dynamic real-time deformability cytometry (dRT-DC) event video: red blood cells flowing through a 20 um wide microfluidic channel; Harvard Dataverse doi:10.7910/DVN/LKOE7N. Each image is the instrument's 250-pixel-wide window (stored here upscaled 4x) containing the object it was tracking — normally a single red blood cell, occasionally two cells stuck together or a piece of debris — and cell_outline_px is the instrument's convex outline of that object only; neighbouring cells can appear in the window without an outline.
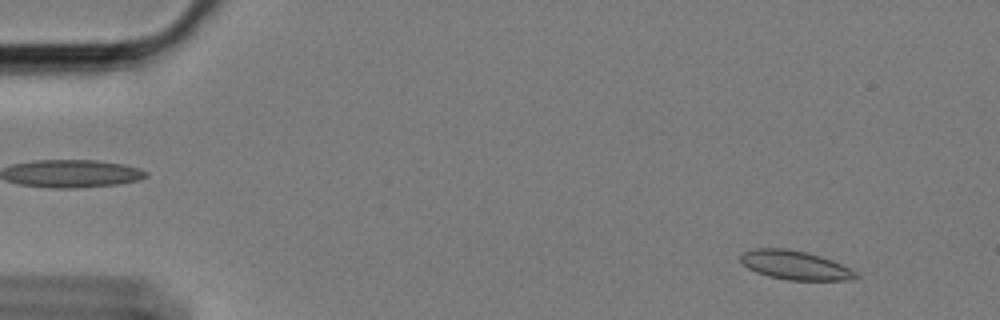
{"species": "Egyptian fruit bat (a non-hibernating species)", "species_latin": "Rousettus aegyptiacus", "temperature_condition": "cold", "stored_images_in_passage": 59, "camera_frame_rate_fps": 3000, "um_per_image_px": 0.085, "animal": {"sex": "female"}, "frame": {"image": 1, "passage_image": 5, "time_ms": 1.333, "image_size_px": [1000, 320], "cell_outline_px": [[860, 276], [852, 280], [788, 280], [768, 276], [756, 272], [748, 268], [740, 260], [740, 252], [756, 248], [784, 248], [808, 252], [832, 260], [856, 272]], "centroid_in_image_um": [67.55, 22.53], "position_along_channel_um": 17.4, "area_um2": 19.48}}
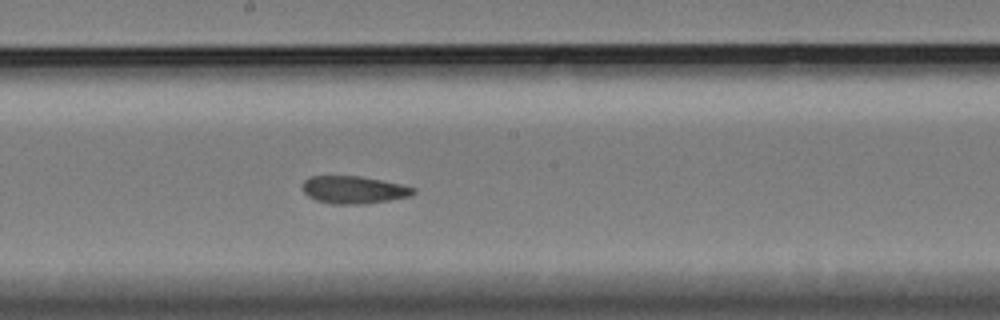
{"frame": {"image": 2, "passage_image": 32, "time_ms": 10.333, "image_size_px": [1000, 320], "cell_outline_px": [[416, 192], [412, 196], [364, 204], [332, 204], [316, 200], [308, 196], [304, 192], [304, 180], [308, 176], [360, 176], [400, 184], [416, 188]], "centroid_in_image_um": [30.08, 16.13], "position_along_channel_um": 218.1, "area_um2": 17.74}}
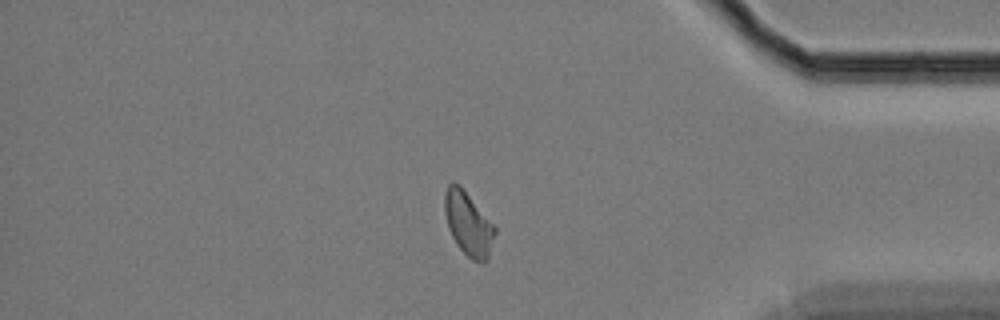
{"frame": {"image": 3, "passage_image": 50, "time_ms": 16.333, "image_size_px": [1000, 320], "cell_outline_px": [[496, 232], [488, 260], [472, 260], [456, 244], [448, 228], [444, 212], [444, 192], [448, 184], [452, 180], [460, 184], [496, 224]], "centroid_in_image_um": [39.82, 18.94], "position_along_channel_um": 395.4, "area_um2": 19.13}, "authors_computed_cell_mechanics": {"area_um2": 18.4382, "velocity_mm_per_s": 3.3634, "shape_relaxation_time_tau1_ms": null, "shape_relaxation_time_tau2_ms": 3.2693, "deformation_change_tau1": null, "deformation_change_tau2": 0.078}}